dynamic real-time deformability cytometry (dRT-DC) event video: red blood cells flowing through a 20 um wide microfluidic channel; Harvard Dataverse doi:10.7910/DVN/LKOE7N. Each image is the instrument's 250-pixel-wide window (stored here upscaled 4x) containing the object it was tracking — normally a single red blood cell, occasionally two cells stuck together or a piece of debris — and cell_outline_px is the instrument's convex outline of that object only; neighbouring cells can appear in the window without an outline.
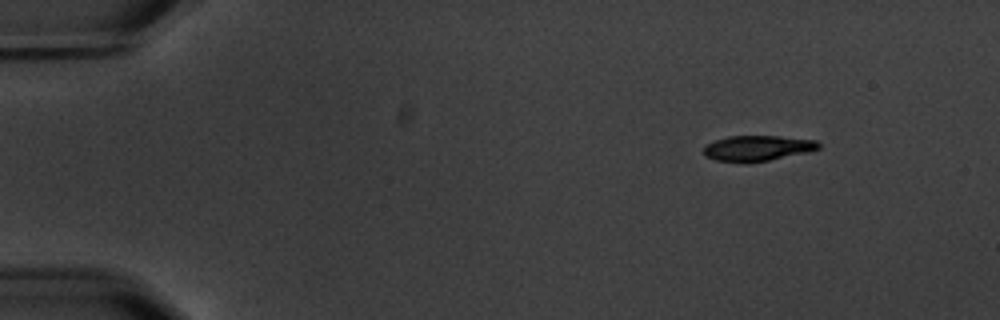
{"species": "common noctule bat (a hibernating species)", "species_latin": "Nyctalus noctula", "temperature_condition": "warm", "stored_images_in_passage": 4, "camera_frame_rate_fps": 3000, "um_per_image_px": 0.085, "animal": {"sex": "male", "body_mass_g": 20.1, "forearm_length_mm": 53.5}, "frame": {"image": 1, "passage_image": 1, "time_ms": 0.0, "image_size_px": [1000, 320], "cell_outline_px": [[820, 148], [808, 152], [768, 160], [716, 160], [704, 156], [704, 144], [728, 136], [780, 136], [816, 140], [820, 144]], "centroid_in_image_um": [64.41, 12.55], "position_along_channel_um": 20.6, "area_um2": 16.53}}
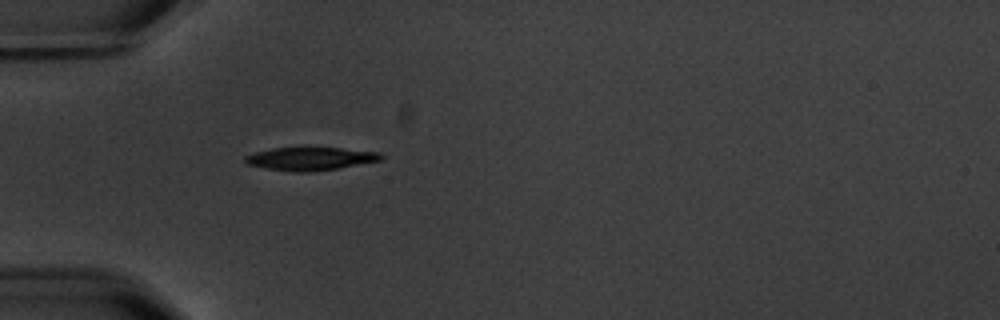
{"frame": {"image": 2, "passage_image": 4, "time_ms": 3.667, "image_size_px": [1000, 320], "cell_outline_px": [[384, 160], [336, 168], [308, 172], [296, 172], [268, 168], [248, 164], [244, 160], [244, 156], [252, 152], [272, 148], [340, 148], [380, 152], [384, 156]], "centroid_in_image_um": [26.39, 13.48], "position_along_channel_um": 58.6, "area_um2": 18.15}}